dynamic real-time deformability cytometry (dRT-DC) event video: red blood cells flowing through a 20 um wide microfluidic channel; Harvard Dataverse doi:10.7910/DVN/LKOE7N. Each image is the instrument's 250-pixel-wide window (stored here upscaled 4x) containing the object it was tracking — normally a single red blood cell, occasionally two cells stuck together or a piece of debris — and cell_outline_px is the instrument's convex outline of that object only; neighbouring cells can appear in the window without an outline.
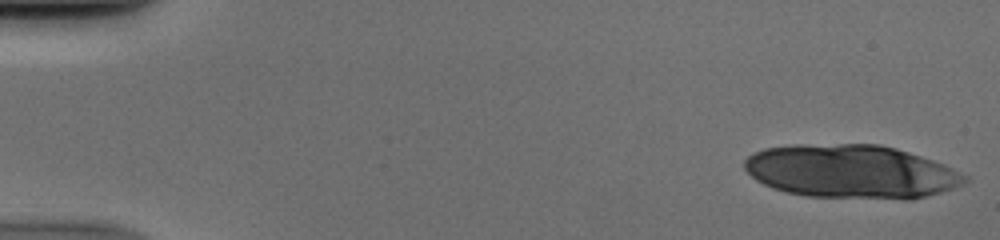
{"species": "human", "species_latin": "Homo sapiens", "temperature_condition": "cold", "stored_images_in_passage": 15, "camera_frame_rate_fps": 3000, "um_per_image_px": 0.085, "donor": {"sex": "male"}, "frame": {"image": 1, "passage_image": 1, "time_ms": 0.0, "image_size_px": [1000, 240], "cell_outline_px": [[968, 180], [964, 184], [940, 192], [912, 200], [904, 200], [808, 196], [788, 192], [772, 188], [756, 180], [744, 168], [744, 160], [752, 152], [764, 148], [792, 144], [880, 144], [896, 148], [944, 164], [968, 176]], "centroid_in_image_um": [72.34, 14.58], "position_along_channel_um": 12.7, "area_um2": 69.19}}